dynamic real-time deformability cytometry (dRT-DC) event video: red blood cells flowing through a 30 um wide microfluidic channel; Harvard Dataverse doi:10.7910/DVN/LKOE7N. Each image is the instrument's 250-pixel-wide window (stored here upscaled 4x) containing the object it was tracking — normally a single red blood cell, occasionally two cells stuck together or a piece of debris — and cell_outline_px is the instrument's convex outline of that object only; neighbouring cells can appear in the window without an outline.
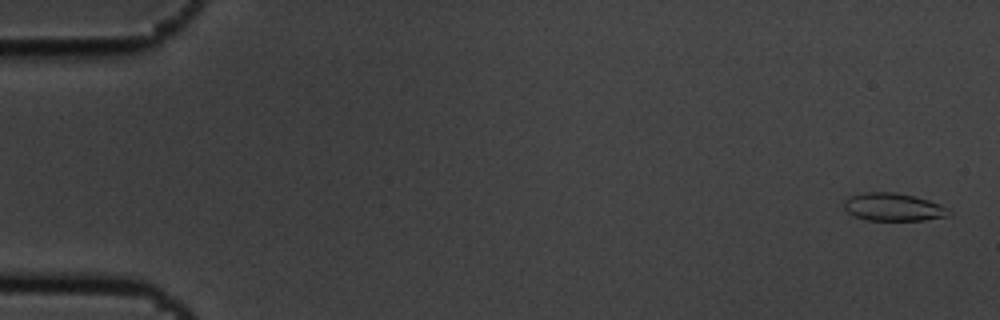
{"species": "common noctule bat (a hibernating species)", "species_latin": "Nyctalus noctula", "temperature_condition": "cold", "stored_images_in_passage": 6, "camera_frame_rate_fps": 3000, "um_per_image_px": 0.085, "animal": {"sex": "male", "body_mass_g": 19.5, "forearm_length_mm": 54.6}, "frame": {"image": 1, "passage_image": 1, "time_ms": 0.0, "image_size_px": [1000, 320], "cell_outline_px": [[952, 212], [948, 216], [924, 220], [864, 220], [848, 212], [844, 208], [844, 200], [848, 196], [864, 192], [896, 192], [928, 200], [940, 204], [948, 208]], "centroid_in_image_um": [75.92, 17.6], "position_along_channel_um": 9.1, "area_um2": 17.05}}